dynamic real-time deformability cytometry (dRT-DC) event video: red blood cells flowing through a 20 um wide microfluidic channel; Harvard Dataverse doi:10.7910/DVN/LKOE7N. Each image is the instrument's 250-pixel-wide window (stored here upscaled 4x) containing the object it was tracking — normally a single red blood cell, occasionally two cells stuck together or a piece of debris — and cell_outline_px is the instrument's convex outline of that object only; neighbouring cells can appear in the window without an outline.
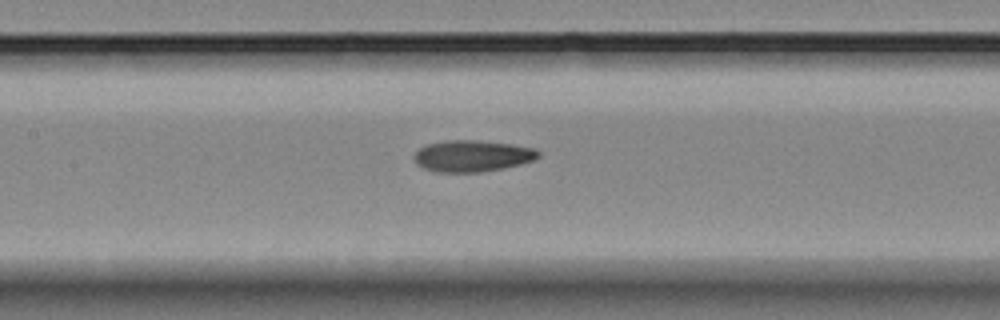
{"species": "Egyptian fruit bat (a non-hibernating species)", "species_latin": "Rousettus aegyptiacus", "temperature_condition": "room temperature", "stored_images_in_passage": 6, "camera_frame_rate_fps": 3000, "um_per_image_px": 0.085, "animal": {"sex": "female"}, "frame": {"image": 1, "passage_image": 6, "time_ms": 7.0, "image_size_px": [1000, 320], "cell_outline_px": [[540, 156], [532, 160], [520, 164], [480, 172], [436, 172], [424, 168], [416, 164], [412, 156], [420, 148], [428, 144], [448, 140], [476, 140], [512, 144], [536, 148], [540, 152]], "centroid_in_image_um": [40.13, 13.25], "position_along_channel_um": 167.3, "area_um2": 22.72}}